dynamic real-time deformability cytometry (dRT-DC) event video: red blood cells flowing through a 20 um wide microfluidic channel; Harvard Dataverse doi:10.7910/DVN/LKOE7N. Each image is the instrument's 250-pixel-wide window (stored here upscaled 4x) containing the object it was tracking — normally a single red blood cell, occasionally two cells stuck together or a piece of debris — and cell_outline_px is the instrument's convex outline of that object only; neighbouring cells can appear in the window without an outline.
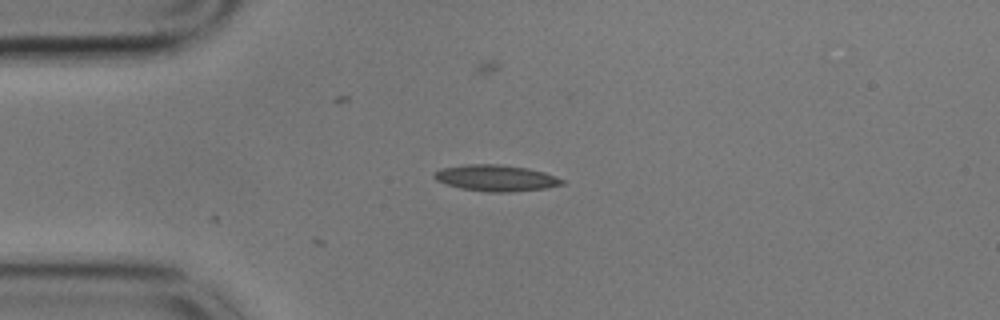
{"species": "common noctule bat (a hibernating species)", "species_latin": "Nyctalus noctula", "temperature_condition": "cold", "stored_images_in_passage": 3, "camera_frame_rate_fps": 3000, "um_per_image_px": 0.085, "animal": {"sex": "male", "body_mass_g": 17.9}, "frame": {"image": 1, "passage_image": 1, "time_ms": 0.0, "image_size_px": [1000, 320], "cell_outline_px": [[564, 184], [548, 188], [512, 192], [488, 192], [460, 188], [436, 180], [432, 176], [432, 172], [440, 168], [464, 164], [500, 164], [528, 168], [544, 172], [556, 176], [564, 180]], "centroid_in_image_um": [42.15, 15.12], "position_along_channel_um": 42.9, "area_um2": 19.83}}